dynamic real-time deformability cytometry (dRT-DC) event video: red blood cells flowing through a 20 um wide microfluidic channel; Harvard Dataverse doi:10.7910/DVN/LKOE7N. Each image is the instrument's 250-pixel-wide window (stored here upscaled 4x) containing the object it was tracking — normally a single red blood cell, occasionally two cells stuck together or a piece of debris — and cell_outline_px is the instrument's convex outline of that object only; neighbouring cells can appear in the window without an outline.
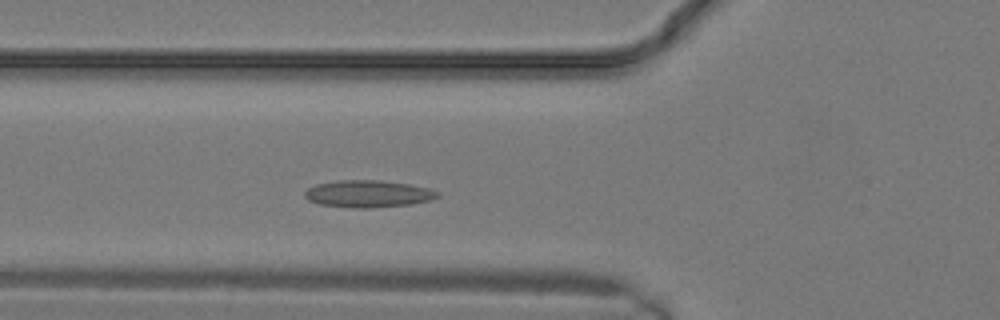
{"species": "common noctule bat (a hibernating species)", "species_latin": "Nyctalus noctula", "temperature_condition": "warm", "stored_images_in_passage": 5, "camera_frame_rate_fps": 3000, "um_per_image_px": 0.085, "animal": {"sex": "male", "body_mass_g": 19.2, "forearm_length_mm": 51.8}, "frame": {"image": 1, "passage_image": 5, "time_ms": 1.333, "image_size_px": [1000, 320], "cell_outline_px": [[440, 196], [428, 200], [408, 204], [368, 208], [356, 208], [320, 204], [308, 200], [304, 196], [304, 192], [308, 188], [316, 184], [336, 180], [380, 180], [408, 184], [428, 188], [440, 192]], "centroid_in_image_um": [31.26, 16.46], "position_along_channel_um": 94.5, "area_um2": 20.81}}